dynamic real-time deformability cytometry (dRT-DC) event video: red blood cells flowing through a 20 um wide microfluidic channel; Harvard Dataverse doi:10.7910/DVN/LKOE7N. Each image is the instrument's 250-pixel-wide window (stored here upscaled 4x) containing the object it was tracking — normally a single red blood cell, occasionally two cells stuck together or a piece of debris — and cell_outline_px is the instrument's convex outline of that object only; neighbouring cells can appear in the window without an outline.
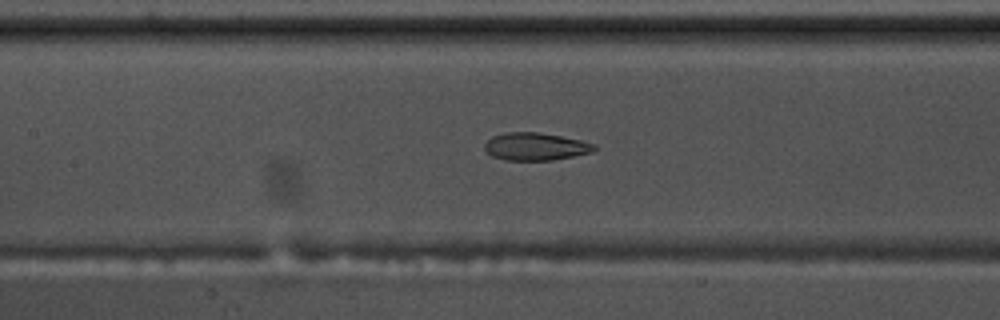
{"species": "common noctule bat (a hibernating species)", "species_latin": "Nyctalus noctula", "temperature_condition": "warm", "stored_images_in_passage": 57, "camera_frame_rate_fps": 3000, "um_per_image_px": 0.085, "animal": {"sex": "male", "body_mass_g": 17.5, "forearm_length_mm": 52.3}, "frame": {"image": 1, "passage_image": 27, "time_ms": 8.667, "image_size_px": [1000, 320], "cell_outline_px": [[596, 148], [592, 152], [552, 160], [504, 160], [492, 156], [484, 148], [484, 144], [492, 136], [504, 132], [540, 132], [580, 140], [596, 144]], "centroid_in_image_um": [45.5, 12.45], "position_along_channel_um": 161.9, "area_um2": 17.63}}
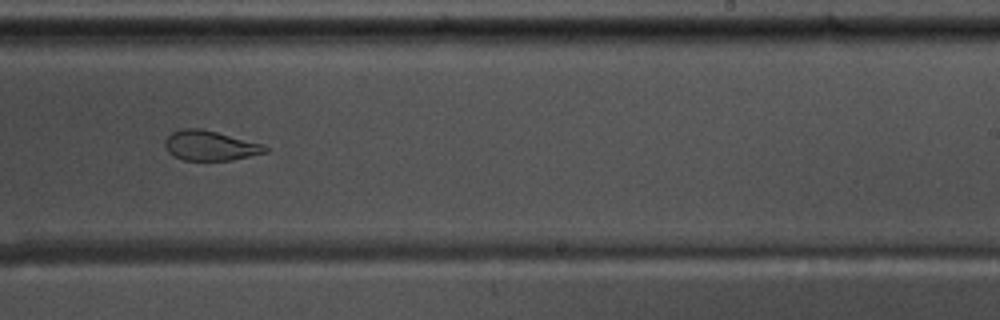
{"frame": {"image": 2, "passage_image": 36, "time_ms": 11.667, "image_size_px": [1000, 320], "cell_outline_px": [[268, 152], [232, 160], [184, 160], [172, 156], [168, 152], [164, 144], [164, 140], [172, 132], [180, 128], [200, 128], [264, 144], [268, 148]], "centroid_in_image_um": [17.84, 12.38], "position_along_channel_um": 271.2, "area_um2": 17.51}}
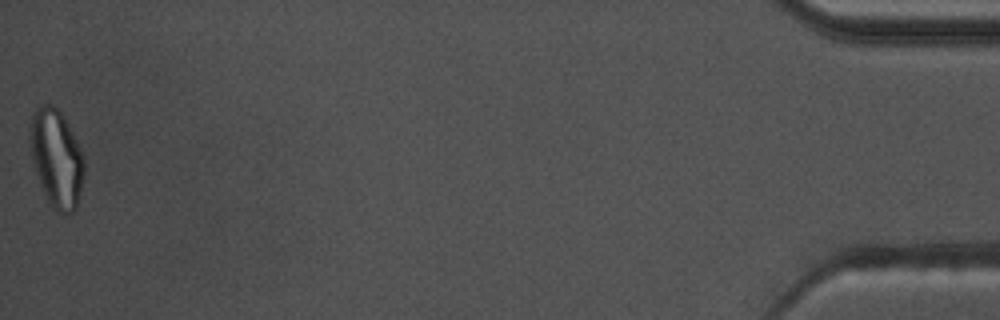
{"frame": {"image": 3, "passage_image": 57, "time_ms": 18.667, "image_size_px": [1000, 320], "cell_outline_px": [[84, 172], [80, 192], [76, 208], [68, 216], [52, 208], [40, 184], [36, 172], [28, 140], [28, 128], [32, 112], [40, 104], [52, 104], [64, 116], [80, 148], [84, 160]], "centroid_in_image_um": [4.77, 13.42], "position_along_channel_um": 430.4, "area_um2": 30.98}, "authors_computed_cell_mechanics": {"area_um2": 22.4264, "velocity_mm_per_s": 3.6598, "shape_relaxation_time_tau1_ms": null, "shape_relaxation_time_tau2_ms": 1.8436, "deformation_change_tau1": null, "deformation_change_tau2": 0.0906}}